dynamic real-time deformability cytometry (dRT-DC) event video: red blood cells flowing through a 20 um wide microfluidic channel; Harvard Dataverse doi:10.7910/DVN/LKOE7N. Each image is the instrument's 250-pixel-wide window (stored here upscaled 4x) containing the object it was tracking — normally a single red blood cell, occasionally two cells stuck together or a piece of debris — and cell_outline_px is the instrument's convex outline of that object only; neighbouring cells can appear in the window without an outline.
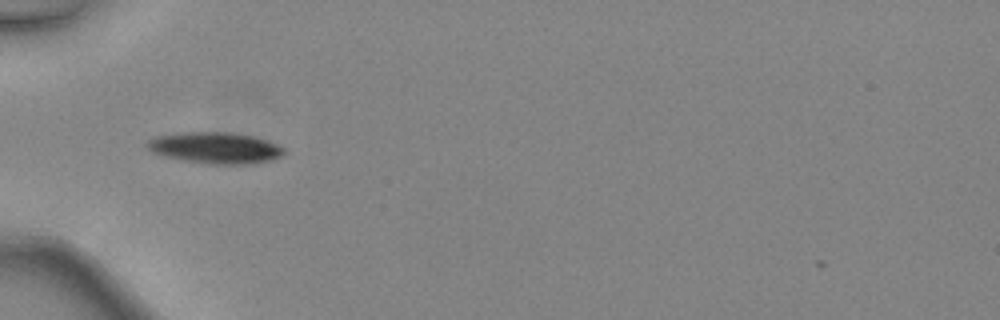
{"species": "common noctule bat (a hibernating species)", "species_latin": "Nyctalus noctula", "temperature_condition": "warm", "stored_images_in_passage": 33, "camera_frame_rate_fps": 3000, "um_per_image_px": 0.085, "animal": {"sex": "female", "body_mass_g": 24.6, "forearm_length_mm": 56.2}, "frame": {"image": 1, "passage_image": 3, "time_ms": 0.667, "image_size_px": [1000, 320], "cell_outline_px": [[284, 152], [280, 156], [268, 160], [252, 164], [208, 164], [184, 160], [164, 156], [152, 152], [144, 144], [148, 140], [156, 136], [184, 132], [228, 132], [252, 136], [276, 144], [284, 148]], "centroid_in_image_um": [18.24, 12.57], "position_along_channel_um": 66.8, "area_um2": 24.74}}
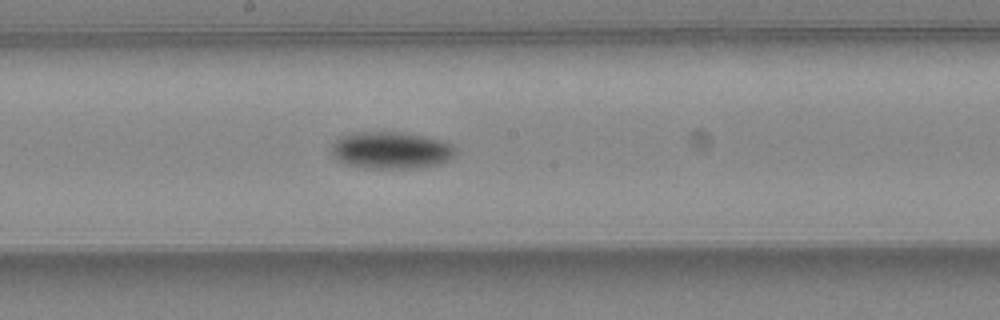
{"frame": {"image": 2, "passage_image": 13, "time_ms": 4.0, "image_size_px": [1000, 320], "cell_outline_px": [[456, 156], [440, 164], [424, 168], [364, 168], [348, 164], [336, 160], [332, 152], [332, 144], [340, 136], [352, 132], [404, 132], [440, 140], [452, 144], [456, 148]], "centroid_in_image_um": [33.26, 12.78], "position_along_channel_um": 214.9, "area_um2": 27.05}}
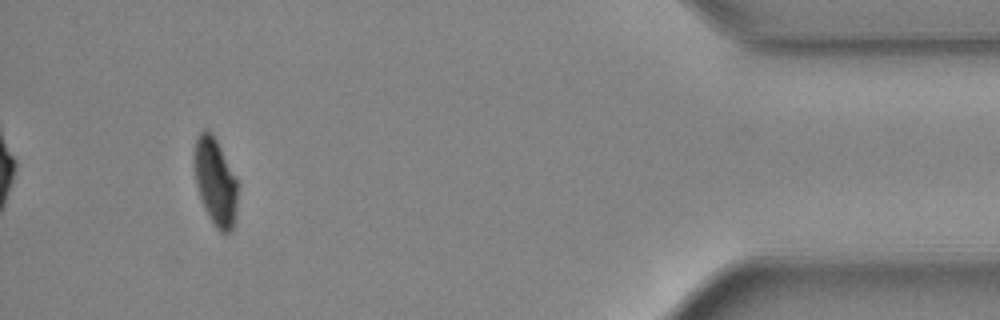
{"frame": {"image": 3, "passage_image": 30, "time_ms": 9.667, "image_size_px": [1000, 320], "cell_outline_px": [[236, 200], [232, 232], [228, 236], [220, 232], [212, 224], [200, 200], [196, 184], [192, 156], [192, 152], [196, 136], [204, 128], [216, 140], [236, 180]], "centroid_in_image_um": [18.24, 15.48], "position_along_channel_um": 417.0, "area_um2": 22.02}, "authors_computed_cell_mechanics": {"area_um2": 24.7384, "velocity_mm_per_s": 4.5487, "shape_relaxation_time_tau1_ms": 2.6476, "shape_relaxation_time_tau2_ms": null, "deformation_change_tau1": 0.1115, "deformation_change_tau2": null}}